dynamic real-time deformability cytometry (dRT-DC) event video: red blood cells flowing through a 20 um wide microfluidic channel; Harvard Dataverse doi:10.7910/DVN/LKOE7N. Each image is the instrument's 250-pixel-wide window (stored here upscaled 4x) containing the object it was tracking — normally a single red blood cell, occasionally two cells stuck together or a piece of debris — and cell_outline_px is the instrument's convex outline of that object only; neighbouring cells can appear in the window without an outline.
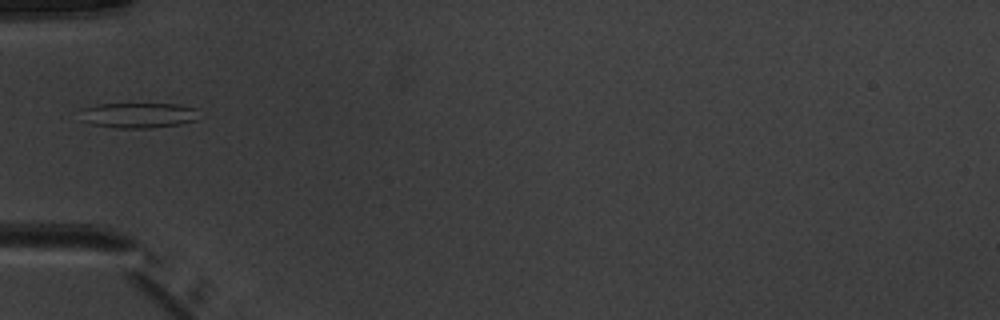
{"species": "common noctule bat (a hibernating species)", "species_latin": "Nyctalus noctula", "temperature_condition": "warm", "stored_images_in_passage": 5, "camera_frame_rate_fps": 3000, "um_per_image_px": 0.085, "animal": {"sex": "male", "body_mass_g": 20.1, "forearm_length_mm": 53.5}, "frame": {"image": 1, "passage_image": 1, "time_ms": 0.0, "image_size_px": [1000, 320], "cell_outline_px": [[196, 120], [180, 124], [148, 128], [116, 128], [92, 124], [84, 120], [84, 108], [96, 104], [180, 104], [196, 108]], "centroid_in_image_um": [11.81, 9.79], "position_along_channel_um": 73.2, "area_um2": 17.17}}